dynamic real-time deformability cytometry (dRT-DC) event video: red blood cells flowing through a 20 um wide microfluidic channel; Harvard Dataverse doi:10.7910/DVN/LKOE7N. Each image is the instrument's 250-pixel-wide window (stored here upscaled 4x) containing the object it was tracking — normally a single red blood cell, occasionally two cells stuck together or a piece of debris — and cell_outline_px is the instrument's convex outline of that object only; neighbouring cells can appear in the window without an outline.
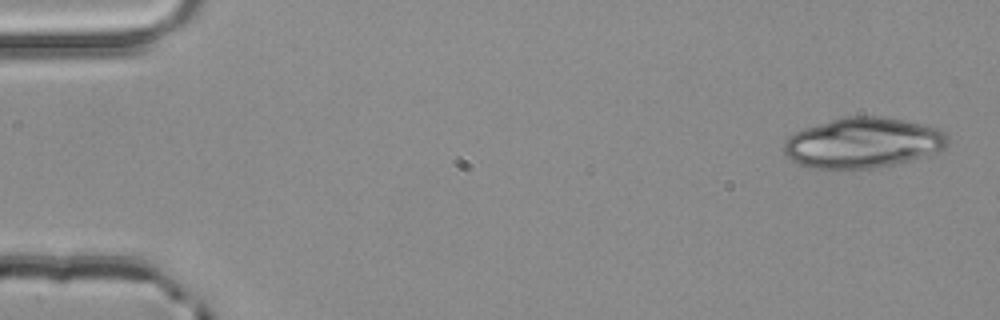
{"species": "common noctule bat (a hibernating species)", "species_latin": "Nyctalus noctula", "temperature_condition": "room temperature", "stored_images_in_passage": 3, "camera_frame_rate_fps": 3000, "um_per_image_px": 0.085, "animal": {"sex": "male", "body_mass_g": 20.4}, "frame": {"image": 1, "passage_image": 1, "time_ms": 0.0, "image_size_px": [1000, 320], "cell_outline_px": [[948, 148], [924, 156], [896, 164], [876, 168], [812, 168], [800, 164], [792, 160], [784, 152], [784, 140], [788, 136], [804, 128], [844, 116], [880, 116], [904, 120], [924, 124], [940, 128], [948, 136]], "centroid_in_image_um": [73.39, 12.13], "position_along_channel_um": 11.6, "area_um2": 48.21}}